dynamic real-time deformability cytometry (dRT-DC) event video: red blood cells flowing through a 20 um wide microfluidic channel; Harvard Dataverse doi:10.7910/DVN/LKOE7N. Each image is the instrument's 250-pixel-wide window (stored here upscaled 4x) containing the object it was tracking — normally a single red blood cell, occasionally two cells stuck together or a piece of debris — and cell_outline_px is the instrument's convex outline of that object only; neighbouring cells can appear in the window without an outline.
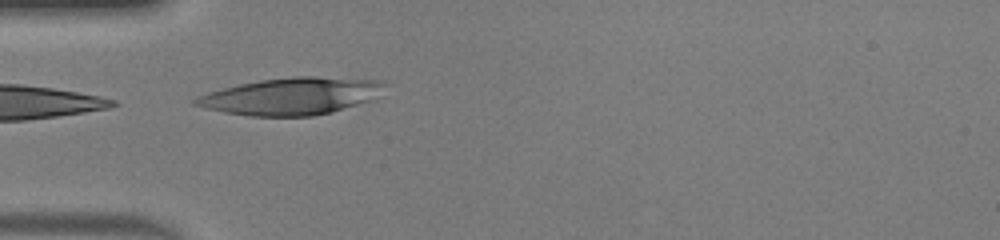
{"species": "human", "species_latin": "Homo sapiens", "temperature_condition": "warm", "stored_images_in_passage": 34, "camera_frame_rate_fps": 3000, "um_per_image_px": 0.085, "donor": {"sex": "male"}, "frame": {"image": 1, "passage_image": 1, "time_ms": 0.0, "image_size_px": [1000, 240], "cell_outline_px": [[388, 84], [376, 100], [332, 112], [312, 116], [248, 116], [224, 112], [204, 108], [192, 104], [192, 100], [196, 96], [208, 92], [240, 84], [260, 80], [292, 76], [316, 76], [384, 80]], "centroid_in_image_um": [24.84, 8.17], "position_along_channel_um": 60.2, "area_um2": 41.56}}
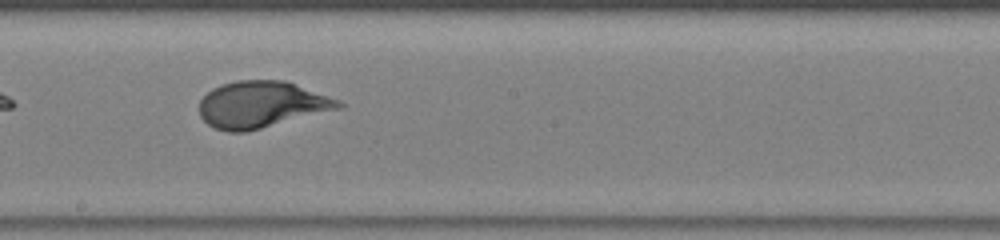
{"frame": {"image": 2, "passage_image": 13, "time_ms": 4.0, "image_size_px": [1000, 240], "cell_outline_px": [[344, 108], [244, 132], [228, 132], [216, 128], [208, 124], [200, 116], [200, 100], [212, 88], [236, 80], [284, 80], [340, 100], [344, 104]], "centroid_in_image_um": [22.25, 8.88], "position_along_channel_um": 225.9, "area_um2": 37.63}}
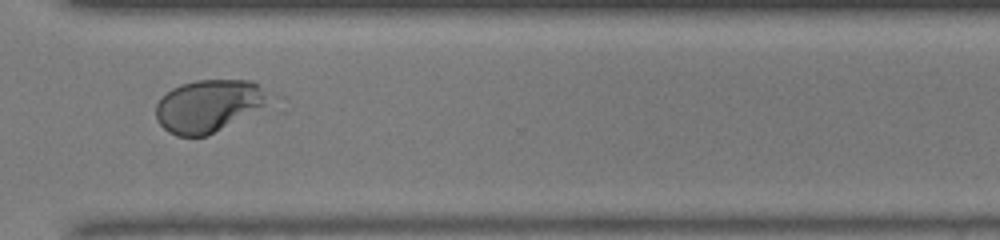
{"frame": {"image": 3, "passage_image": 22, "time_ms": 7.0, "image_size_px": [1000, 240], "cell_outline_px": [[284, 96], [208, 136], [176, 136], [168, 132], [156, 120], [156, 104], [172, 88], [180, 84], [196, 80], [252, 80]], "centroid_in_image_um": [17.89, 8.96], "position_along_channel_um": 352.7, "area_um2": 35.55}, "authors_computed_cell_mechanics": {"area_um2": 37.5122, "velocity_mm_per_s": 4.2143, "shape_relaxation_time_tau1_ms": 4.5937, "shape_relaxation_time_tau2_ms": null, "deformation_change_tau1": 0.2682, "deformation_change_tau2": null}}